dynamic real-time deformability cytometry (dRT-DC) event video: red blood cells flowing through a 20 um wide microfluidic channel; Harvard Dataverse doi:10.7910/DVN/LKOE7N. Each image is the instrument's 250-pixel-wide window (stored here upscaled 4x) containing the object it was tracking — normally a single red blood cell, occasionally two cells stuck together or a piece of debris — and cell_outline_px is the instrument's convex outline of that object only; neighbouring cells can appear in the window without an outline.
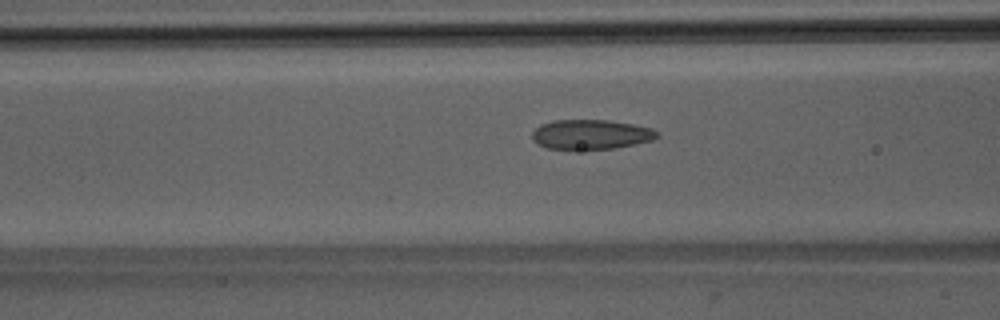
{"species": "Egyptian fruit bat (a non-hibernating species)", "species_latin": "Rousettus aegyptiacus", "temperature_condition": "room temperature", "stored_images_in_passage": 36, "camera_frame_rate_fps": 3000, "um_per_image_px": 0.085, "animal": {"sex": "male"}, "frame": {"image": 1, "passage_image": 12, "time_ms": 3.667, "image_size_px": [1000, 320], "cell_outline_px": [[656, 136], [652, 140], [612, 148], [548, 148], [536, 144], [532, 140], [532, 132], [540, 124], [552, 120], [608, 120], [632, 124], [652, 128], [656, 132]], "centroid_in_image_um": [50.15, 11.4], "position_along_channel_um": 116.4, "area_um2": 21.15}}
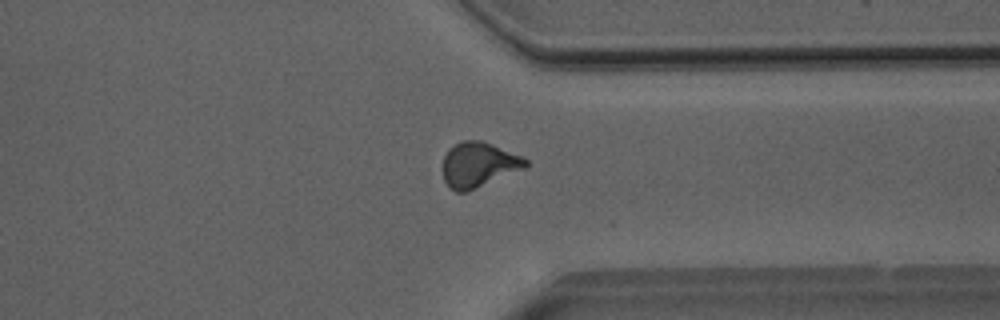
{"frame": {"image": 2, "passage_image": 31, "time_ms": 10.0, "image_size_px": [1000, 320], "cell_outline_px": [[528, 164], [524, 168], [468, 192], [456, 192], [444, 180], [444, 156], [448, 148], [460, 140], [480, 140], [492, 144], [520, 156], [528, 160]], "centroid_in_image_um": [40.66, 13.99], "position_along_channel_um": 370.7, "area_um2": 21.5}}
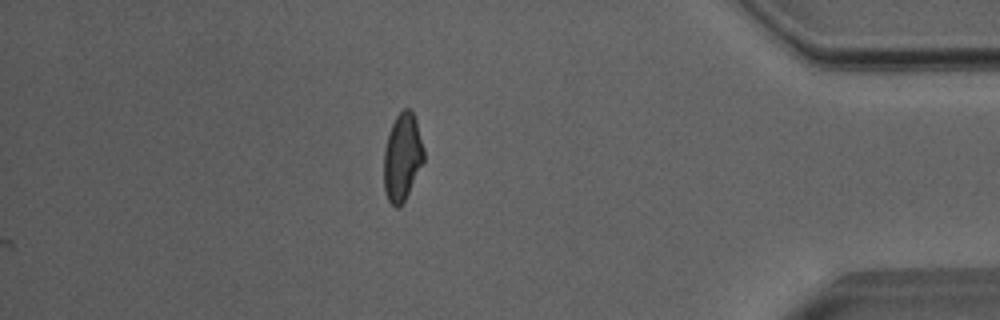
{"frame": {"image": 3, "passage_image": 36, "time_ms": 11.667, "image_size_px": [1000, 320], "cell_outline_px": [[424, 160], [404, 200], [396, 208], [388, 200], [384, 188], [384, 148], [388, 132], [396, 116], [404, 108], [408, 108], [412, 112], [416, 120], [424, 148]], "centroid_in_image_um": [34.18, 13.31], "position_along_channel_um": 401.0, "area_um2": 20.11}, "authors_computed_cell_mechanics": {"area_um2": 21.1837, "velocity_mm_per_s": 4.0393, "shape_relaxation_time_tau1_ms": 11.0795, "shape_relaxation_time_tau2_ms": 1.5229, "deformation_change_tau1": 0.2351, "deformation_change_tau2": 0.0789}}